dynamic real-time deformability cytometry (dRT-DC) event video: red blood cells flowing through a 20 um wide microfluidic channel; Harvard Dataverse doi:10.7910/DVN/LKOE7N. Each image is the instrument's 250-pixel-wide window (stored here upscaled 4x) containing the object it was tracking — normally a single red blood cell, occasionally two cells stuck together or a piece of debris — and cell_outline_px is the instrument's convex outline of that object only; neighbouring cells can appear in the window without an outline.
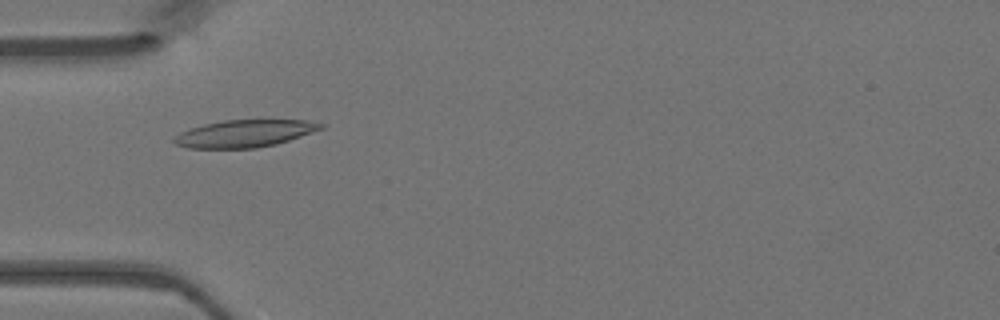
{"species": "Egyptian fruit bat (a non-hibernating species)", "species_latin": "Rousettus aegyptiacus", "temperature_condition": "warm", "stored_images_in_passage": 48, "camera_frame_rate_fps": 3000, "um_per_image_px": 0.085, "animal": {"sex": "female"}, "frame": {"image": 1, "passage_image": 15, "time_ms": 4.667, "image_size_px": [1000, 320], "cell_outline_px": [[328, 124], [324, 128], [276, 144], [256, 148], [188, 148], [176, 144], [172, 140], [180, 132], [188, 128], [204, 124], [224, 120], [308, 120]], "centroid_in_image_um": [20.8, 11.34], "position_along_channel_um": 64.2, "area_um2": 23.35}}
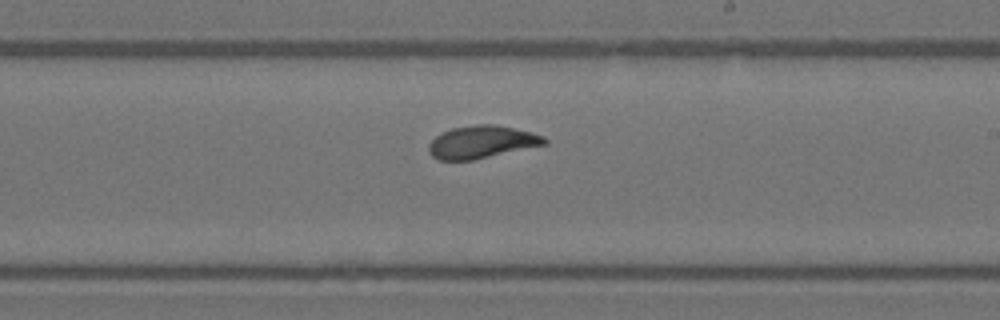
{"frame": {"image": 2, "passage_image": 28, "time_ms": 9.0, "image_size_px": [1000, 320], "cell_outline_px": [[548, 144], [472, 160], [440, 160], [432, 156], [428, 152], [428, 144], [440, 132], [452, 128], [476, 124], [496, 124], [532, 132], [544, 136], [548, 140]], "centroid_in_image_um": [40.95, 12.06], "position_along_channel_um": 248.0, "area_um2": 22.14}}
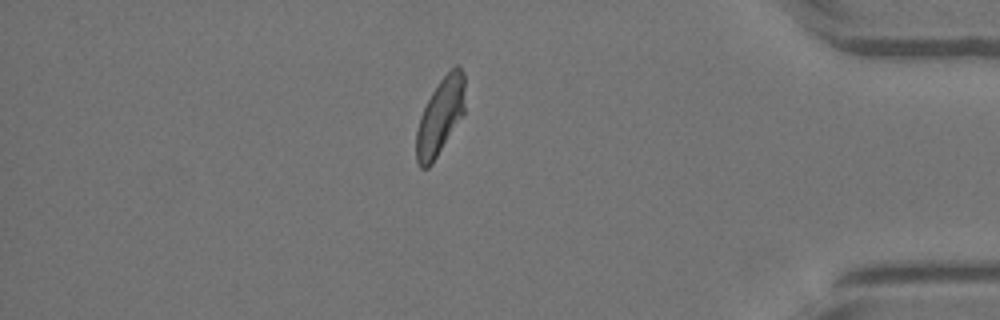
{"frame": {"image": 3, "passage_image": 41, "time_ms": 13.333, "image_size_px": [1000, 320], "cell_outline_px": [[464, 112], [432, 164], [428, 168], [420, 168], [416, 160], [416, 132], [420, 116], [432, 92], [440, 80], [456, 64], [460, 64], [464, 72]], "centroid_in_image_um": [37.41, 9.89], "position_along_channel_um": 397.8, "area_um2": 21.44}}